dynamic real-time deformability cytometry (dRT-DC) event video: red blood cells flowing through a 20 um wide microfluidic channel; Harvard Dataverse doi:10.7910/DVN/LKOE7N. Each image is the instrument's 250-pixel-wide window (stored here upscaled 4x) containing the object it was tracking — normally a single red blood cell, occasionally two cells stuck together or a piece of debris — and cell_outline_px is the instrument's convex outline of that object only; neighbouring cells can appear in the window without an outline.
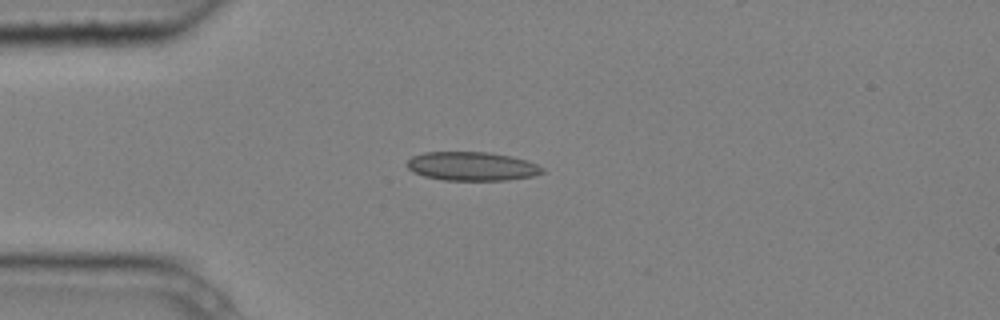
{"species": "common noctule bat (a hibernating species)", "species_latin": "Nyctalus noctula", "temperature_condition": "cold", "stored_images_in_passage": 5, "segment_of_instrument_passage": [1, 2], "camera_frame_rate_fps": 3000, "um_per_image_px": 0.085, "animal": {"sex": "male", "body_mass_g": 20.4}, "frame": {"image": 1, "passage_image": 3, "time_ms": 0.667, "image_size_px": [1000, 320], "cell_outline_px": [[544, 172], [532, 176], [508, 180], [444, 180], [424, 176], [412, 172], [404, 164], [412, 156], [424, 152], [488, 152], [512, 156], [536, 164], [544, 168]], "centroid_in_image_um": [40.07, 14.13], "position_along_channel_um": 44.9, "area_um2": 22.77}}
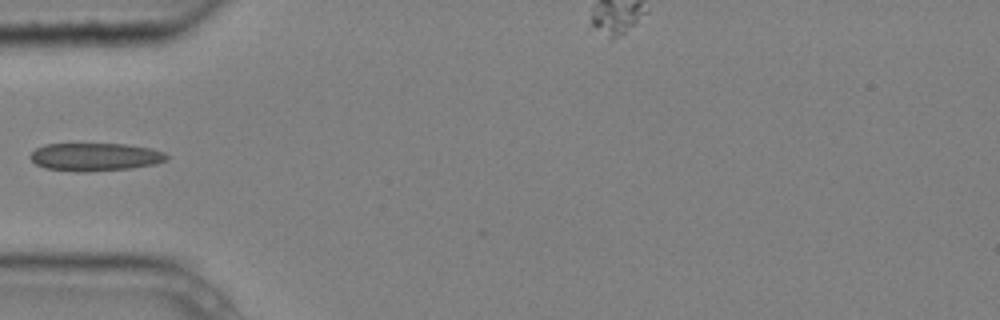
{"frame": {"image": 2, "passage_image": 4, "time_ms": 1.0, "image_size_px": [1000, 320], "cell_outline_px": [[168, 160], [156, 164], [132, 168], [88, 172], [76, 172], [44, 168], [36, 164], [28, 156], [36, 148], [44, 144], [124, 144], [152, 148], [164, 152], [168, 156]], "centroid_in_image_um": [8.09, 13.34], "position_along_channel_um": 76.9, "area_um2": 22.48}}